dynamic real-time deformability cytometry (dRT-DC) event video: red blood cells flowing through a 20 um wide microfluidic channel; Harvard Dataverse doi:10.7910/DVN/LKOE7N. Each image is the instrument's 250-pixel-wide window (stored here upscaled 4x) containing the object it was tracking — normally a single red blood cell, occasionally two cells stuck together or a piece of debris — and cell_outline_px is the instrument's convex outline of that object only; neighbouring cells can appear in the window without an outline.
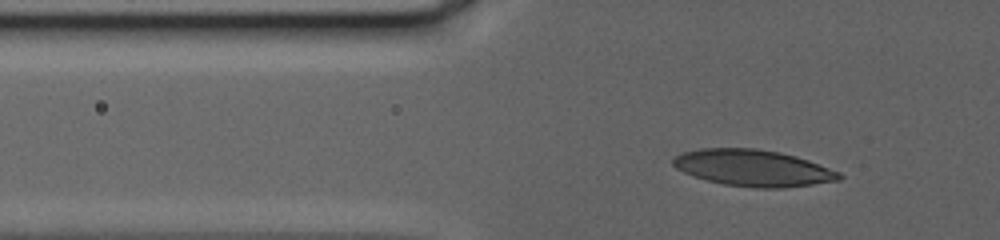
{"species": "human", "species_latin": "Homo sapiens", "temperature_condition": "warm", "stored_images_in_passage": 93, "camera_frame_rate_fps": 3000, "um_per_image_px": 0.085, "donor": {"sex": "female"}, "frame": {"image": 1, "passage_image": 24, "time_ms": 7.667, "image_size_px": [1000, 240], "cell_outline_px": [[844, 176], [840, 180], [784, 188], [752, 188], [724, 184], [692, 176], [676, 168], [672, 164], [672, 160], [676, 156], [684, 152], [700, 148], [756, 148], [780, 152], [796, 156], [808, 160], [840, 172]], "centroid_in_image_um": [64.02, 14.28], "position_along_channel_um": 61.8, "area_um2": 35.37}}
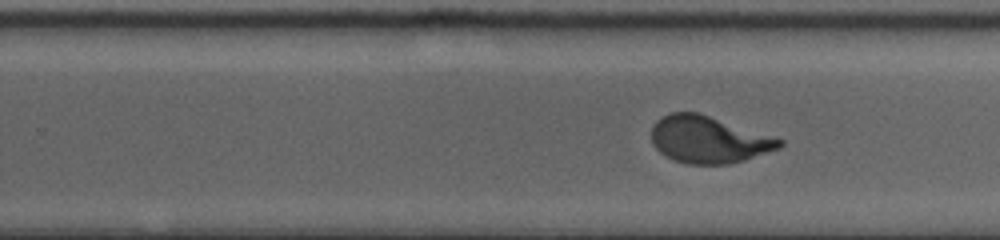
{"frame": {"image": 2, "passage_image": 59, "time_ms": 19.333, "image_size_px": [1000, 240], "cell_outline_px": [[784, 144], [780, 148], [744, 160], [728, 164], [688, 164], [676, 160], [660, 152], [652, 144], [652, 124], [660, 116], [672, 112], [700, 112], [784, 140]], "centroid_in_image_um": [60.22, 11.85], "position_along_channel_um": 269.6, "area_um2": 35.08}}
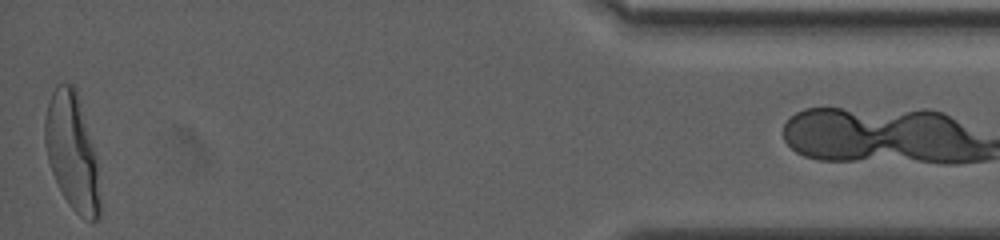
{"frame": {"image": 3, "passage_image": 92, "time_ms": 30.333, "image_size_px": [1000, 240], "cell_outline_px": [[100, 216], [92, 224], [84, 220], [68, 204], [52, 172], [48, 160], [44, 140], [44, 120], [48, 104], [52, 92], [56, 84], [72, 84], [76, 88], [92, 144], [96, 160], [100, 200]], "centroid_in_image_um": [6.12, 12.94], "position_along_channel_um": 429.1, "area_um2": 37.11}}